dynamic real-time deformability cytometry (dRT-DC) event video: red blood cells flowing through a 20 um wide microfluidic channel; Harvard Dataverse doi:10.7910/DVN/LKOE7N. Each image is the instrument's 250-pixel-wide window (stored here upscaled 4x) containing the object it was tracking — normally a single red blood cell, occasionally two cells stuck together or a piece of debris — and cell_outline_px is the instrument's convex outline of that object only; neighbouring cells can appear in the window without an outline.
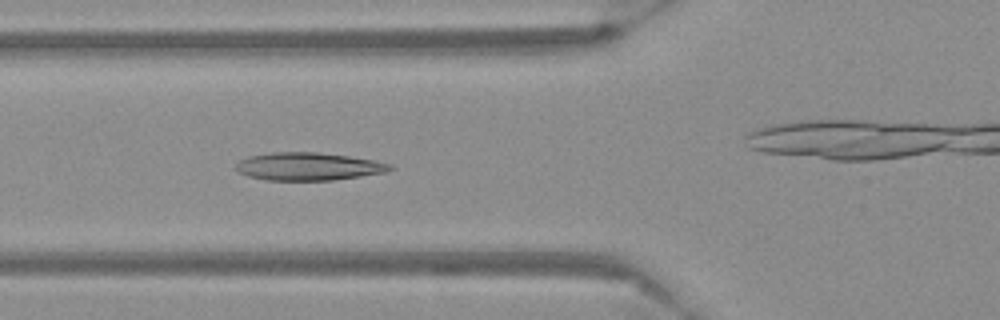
{"species": "Egyptian fruit bat (a non-hibernating species)", "species_latin": "Rousettus aegyptiacus", "temperature_condition": "warm", "stored_images_in_passage": 12, "camera_frame_rate_fps": 3000, "um_per_image_px": 0.085, "frame": {"image": 1, "passage_image": 6, "time_ms": 1.667, "image_size_px": [1000, 320], "cell_outline_px": [[396, 168], [384, 172], [360, 176], [332, 180], [268, 180], [248, 176], [236, 172], [236, 164], [240, 160], [248, 156], [272, 152], [320, 152], [348, 156], [372, 160], [392, 164]], "centroid_in_image_um": [26.19, 14.14], "position_along_channel_um": 99.6, "area_um2": 24.97}}